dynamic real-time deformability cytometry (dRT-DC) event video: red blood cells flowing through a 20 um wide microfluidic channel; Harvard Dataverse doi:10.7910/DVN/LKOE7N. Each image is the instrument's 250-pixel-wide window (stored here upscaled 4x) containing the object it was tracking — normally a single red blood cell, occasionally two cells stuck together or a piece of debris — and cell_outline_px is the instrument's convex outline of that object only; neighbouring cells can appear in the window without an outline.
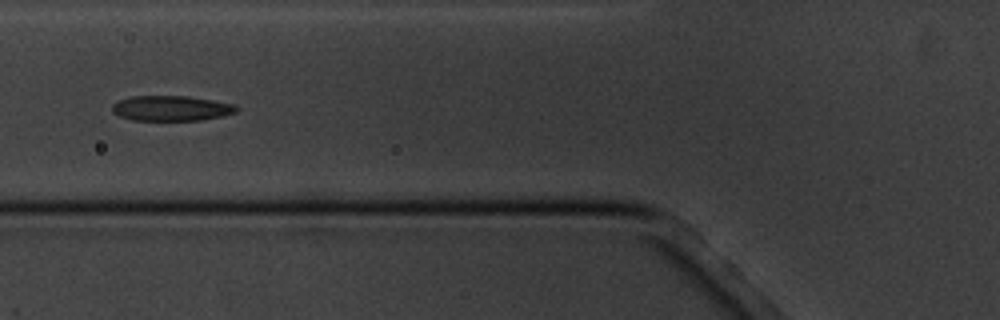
{"species": "common noctule bat (a hibernating species)", "species_latin": "Nyctalus noctula", "temperature_condition": "cold", "stored_images_in_passage": 18, "segment_of_instrument_passage": [1, 2], "camera_frame_rate_fps": 3000, "um_per_image_px": 0.085, "animal": {"sex": "male", "body_mass_g": 20.1, "forearm_length_mm": 53.5}, "frame": {"image": 1, "passage_image": 7, "time_ms": 6.667, "image_size_px": [1000, 320], "cell_outline_px": [[240, 108], [236, 112], [220, 116], [200, 120], [132, 120], [120, 116], [112, 112], [112, 104], [120, 100], [132, 96], [188, 96], [236, 104]], "centroid_in_image_um": [14.57, 9.2], "position_along_channel_um": 111.2, "area_um2": 18.21}}
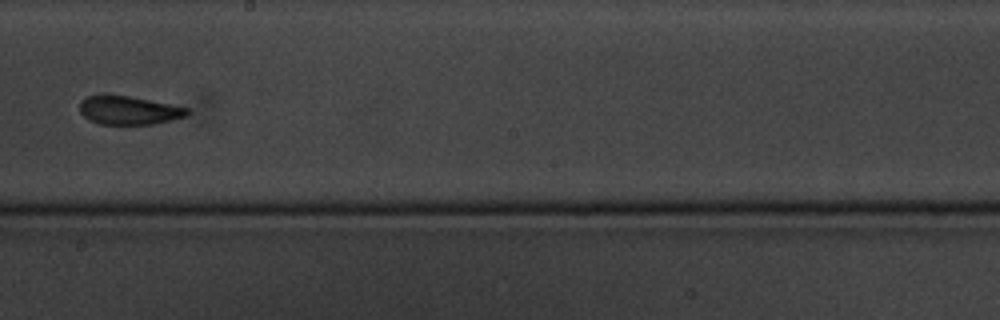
{"frame": {"image": 2, "passage_image": 10, "time_ms": 10.333, "image_size_px": [1000, 320], "cell_outline_px": [[192, 112], [188, 116], [156, 124], [100, 124], [88, 120], [80, 112], [80, 100], [88, 96], [104, 92], [128, 96], [188, 108]], "centroid_in_image_um": [10.92, 9.36], "position_along_channel_um": 237.3, "area_um2": 18.26}}
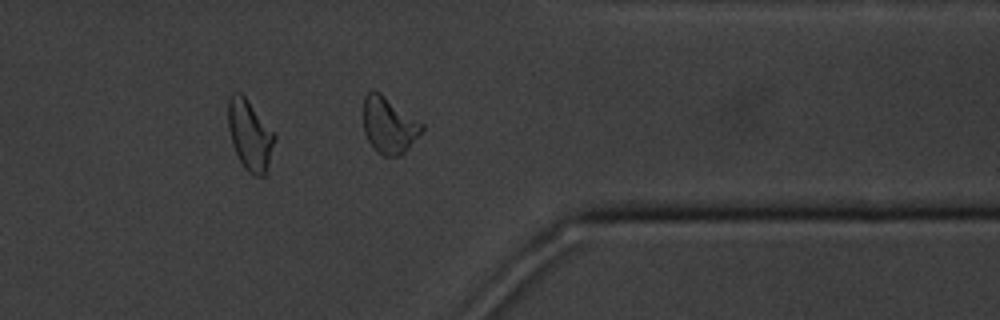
{"frame": {"image": 3, "passage_image": 14, "time_ms": 14.667, "image_size_px": [1000, 320], "cell_outline_px": [[276, 136], [268, 164], [264, 176], [256, 176], [248, 172], [244, 168], [232, 144], [228, 128], [228, 100], [232, 92], [240, 92], [248, 100]], "centroid_in_image_um": [21.21, 11.47], "position_along_channel_um": 390.2, "area_um2": 18.67}}